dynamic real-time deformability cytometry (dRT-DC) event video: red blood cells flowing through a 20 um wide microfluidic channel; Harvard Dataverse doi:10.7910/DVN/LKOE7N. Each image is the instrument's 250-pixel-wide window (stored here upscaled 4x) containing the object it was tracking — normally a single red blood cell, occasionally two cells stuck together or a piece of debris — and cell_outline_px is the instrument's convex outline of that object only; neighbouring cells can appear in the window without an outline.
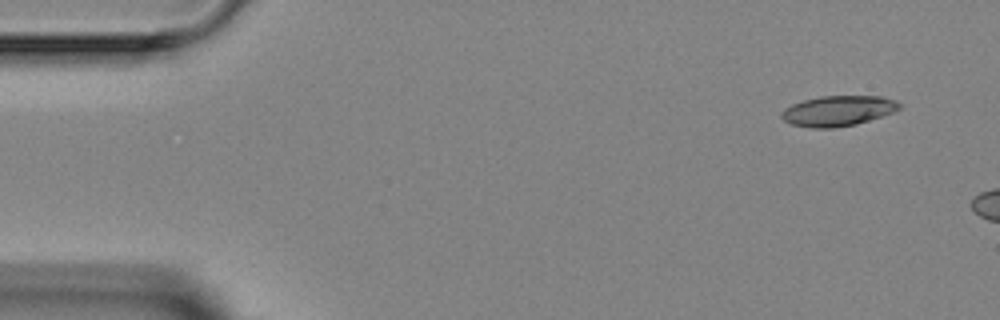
{"species": "Egyptian fruit bat (a non-hibernating species)", "species_latin": "Rousettus aegyptiacus", "temperature_condition": "room temperature", "stored_images_in_passage": 3, "camera_frame_rate_fps": 3000, "um_per_image_px": 0.085, "animal": {"sex": "female"}, "frame": {"image": 1, "passage_image": 1, "time_ms": 0.0, "image_size_px": [1000, 320], "cell_outline_px": [[900, 108], [892, 112], [856, 124], [832, 128], [812, 128], [792, 124], [784, 120], [780, 116], [780, 112], [784, 108], [792, 104], [804, 100], [820, 96], [880, 96], [896, 100], [900, 104]], "centroid_in_image_um": [71.19, 9.41], "position_along_channel_um": 13.8, "area_um2": 20.69}}